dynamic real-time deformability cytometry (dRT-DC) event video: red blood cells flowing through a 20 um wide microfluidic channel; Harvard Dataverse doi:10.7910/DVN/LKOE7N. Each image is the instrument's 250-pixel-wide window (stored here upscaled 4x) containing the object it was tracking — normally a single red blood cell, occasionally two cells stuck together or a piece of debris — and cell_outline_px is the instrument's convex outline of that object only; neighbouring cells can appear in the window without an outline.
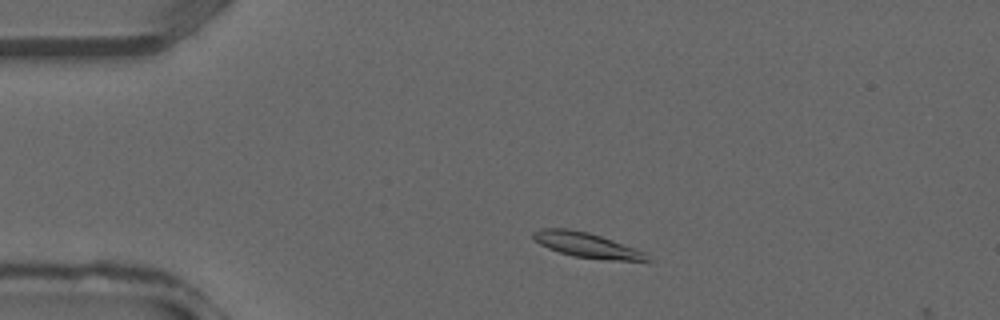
{"species": "common noctule bat (a hibernating species)", "species_latin": "Nyctalus noctula", "temperature_condition": "warm", "stored_images_in_passage": 7, "camera_frame_rate_fps": 3000, "um_per_image_px": 0.085, "animal": {"sex": "male", "forearm_length_mm": 52.5}, "frame": {"image": 1, "passage_image": 4, "time_ms": 1.0, "image_size_px": [1000, 320], "cell_outline_px": [[652, 260], [604, 260], [572, 256], [548, 248], [540, 244], [532, 236], [532, 232], [540, 228], [568, 228], [588, 232], [612, 240], [644, 252]], "centroid_in_image_um": [49.82, 20.82], "position_along_channel_um": 35.2, "area_um2": 16.36}}